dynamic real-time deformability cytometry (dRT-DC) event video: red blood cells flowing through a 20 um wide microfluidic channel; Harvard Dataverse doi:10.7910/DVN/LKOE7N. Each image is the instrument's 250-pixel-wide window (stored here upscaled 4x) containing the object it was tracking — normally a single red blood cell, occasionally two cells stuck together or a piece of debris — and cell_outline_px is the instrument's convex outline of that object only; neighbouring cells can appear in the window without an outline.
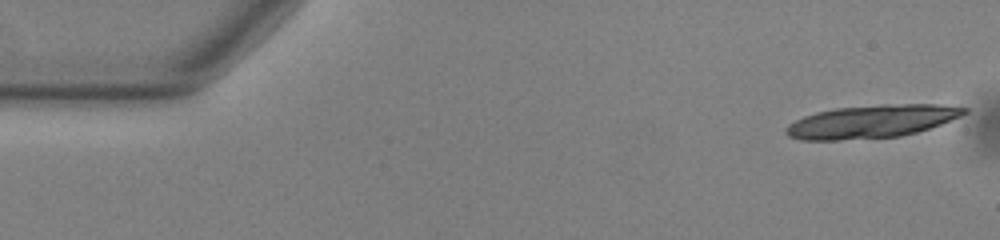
{"species": "common noctule bat (a hibernating species)", "species_latin": "Nyctalus noctula", "temperature_condition": "warm", "stored_images_in_passage": 16, "camera_frame_rate_fps": 3000, "um_per_image_px": 0.085, "animal": {"sex": "male", "body_mass_g": 13.0, "forearm_length_mm": 53.1}, "frame": {"image": 1, "passage_image": 1, "time_ms": 0.0, "image_size_px": [1000, 240], "cell_outline_px": [[968, 112], [960, 116], [940, 124], [916, 132], [900, 136], [840, 140], [800, 140], [788, 136], [784, 132], [784, 128], [788, 124], [804, 116], [816, 112], [836, 108], [880, 104], [940, 104], [968, 108]], "centroid_in_image_um": [74.05, 10.32], "position_along_channel_um": 10.9, "area_um2": 34.22}}